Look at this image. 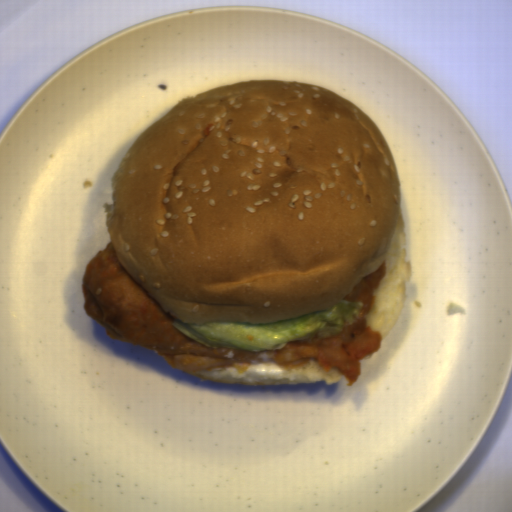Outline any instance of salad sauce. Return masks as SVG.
<instances>
[{
	"instance_id": "salad-sauce-1",
	"label": "salad sauce",
	"mask_w": 512,
	"mask_h": 512,
	"mask_svg": "<svg viewBox=\"0 0 512 512\" xmlns=\"http://www.w3.org/2000/svg\"><path fill=\"white\" fill-rule=\"evenodd\" d=\"M285 370L277 361H233L201 369V376L233 385H268L282 381Z\"/></svg>"
}]
</instances>
